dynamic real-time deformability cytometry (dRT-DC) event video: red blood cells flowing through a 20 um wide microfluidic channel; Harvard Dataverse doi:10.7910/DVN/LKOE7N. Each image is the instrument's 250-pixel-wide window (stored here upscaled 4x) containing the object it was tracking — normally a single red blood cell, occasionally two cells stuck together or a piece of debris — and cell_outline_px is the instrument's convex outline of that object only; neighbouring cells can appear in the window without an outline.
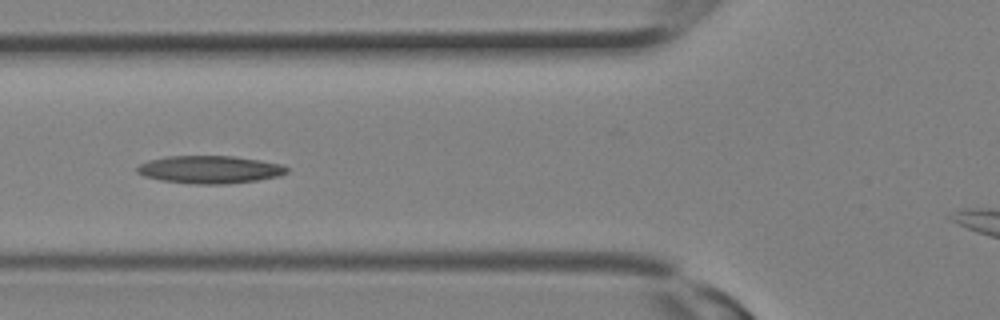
{"species": "Egyptian fruit bat (a non-hibernating species)", "species_latin": "Rousettus aegyptiacus", "temperature_condition": "room temperature", "stored_images_in_passage": 13, "camera_frame_rate_fps": 3000, "um_per_image_px": 0.085, "animal": {"sex": "female"}, "frame": {"image": 1, "passage_image": 10, "time_ms": 3.0, "image_size_px": [1000, 320], "cell_outline_px": [[288, 172], [276, 176], [256, 180], [224, 184], [196, 184], [160, 180], [144, 176], [136, 172], [136, 168], [140, 164], [148, 160], [168, 156], [232, 156], [260, 160], [280, 164], [288, 168]], "centroid_in_image_um": [17.78, 14.41], "position_along_channel_um": 108.0, "area_um2": 23.99}}
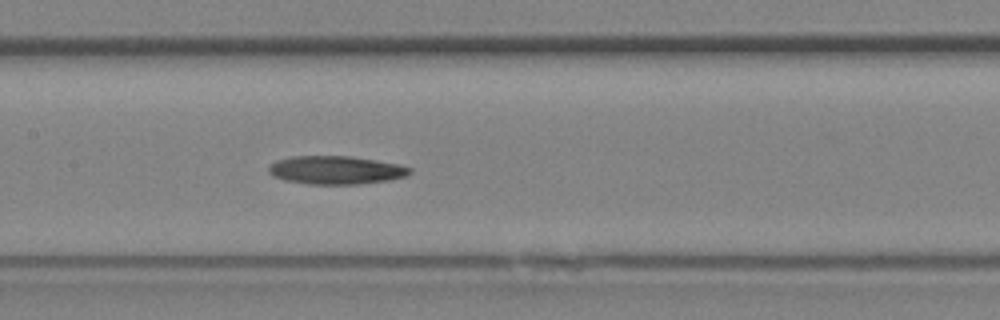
{"frame": {"image": 2, "passage_image": 13, "time_ms": 4.0, "image_size_px": [1000, 320], "cell_outline_px": [[412, 172], [408, 176], [388, 180], [360, 184], [308, 184], [284, 180], [272, 176], [268, 172], [268, 168], [276, 160], [292, 156], [348, 156], [376, 160], [400, 164], [412, 168]], "centroid_in_image_um": [28.57, 14.46], "position_along_channel_um": 178.8, "area_um2": 23.41}}